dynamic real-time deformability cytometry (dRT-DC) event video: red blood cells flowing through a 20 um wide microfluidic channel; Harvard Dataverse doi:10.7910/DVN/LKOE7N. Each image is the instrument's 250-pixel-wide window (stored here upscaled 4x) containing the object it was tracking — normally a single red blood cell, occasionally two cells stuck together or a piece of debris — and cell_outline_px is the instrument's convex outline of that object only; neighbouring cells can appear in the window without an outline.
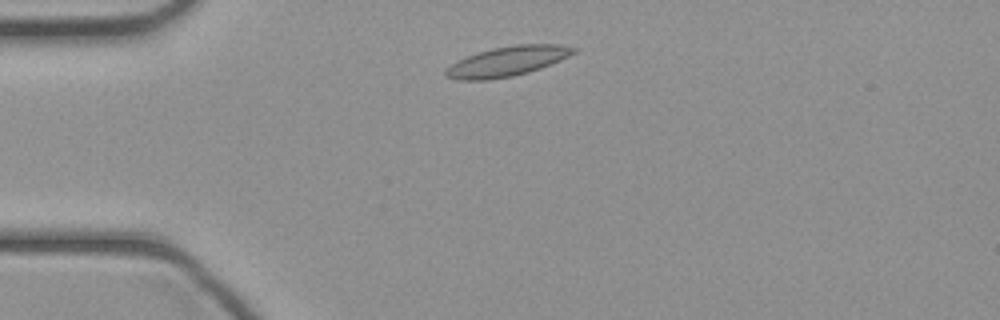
{"species": "common noctule bat (a hibernating species)", "species_latin": "Nyctalus noctula", "temperature_condition": "cold", "stored_images_in_passage": 35, "camera_frame_rate_fps": 3000, "um_per_image_px": 0.085, "animal": {"sex": "female", "body_mass_g": 21.9}, "frame": {"image": 1, "passage_image": 1, "time_ms": 0.0, "image_size_px": [1000, 320], "cell_outline_px": [[580, 48], [576, 52], [560, 60], [540, 68], [528, 72], [512, 76], [488, 80], [460, 80], [444, 76], [444, 68], [456, 60], [492, 48], [516, 44], [560, 44]], "centroid_in_image_um": [43.1, 5.21], "position_along_channel_um": 41.9, "area_um2": 22.31}}
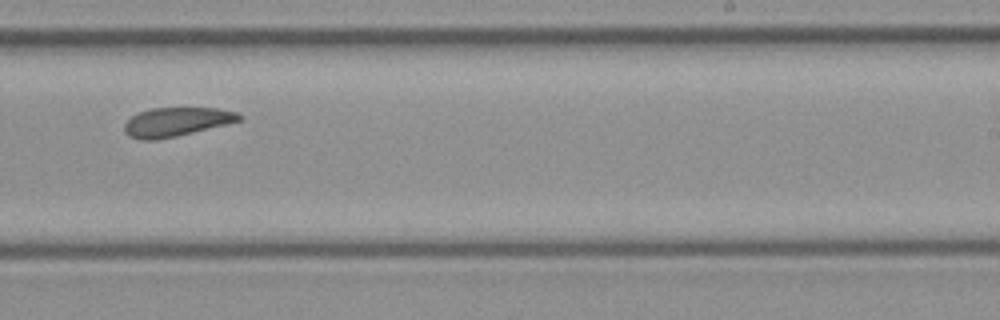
{"frame": {"image": 2, "passage_image": 18, "time_ms": 5.667, "image_size_px": [1000, 320], "cell_outline_px": [[244, 116], [240, 120], [176, 136], [156, 140], [140, 140], [128, 136], [124, 132], [124, 124], [132, 116], [140, 112], [152, 108], [216, 108], [236, 112]], "centroid_in_image_um": [14.94, 10.36], "position_along_channel_um": 274.1, "area_um2": 19.07}}
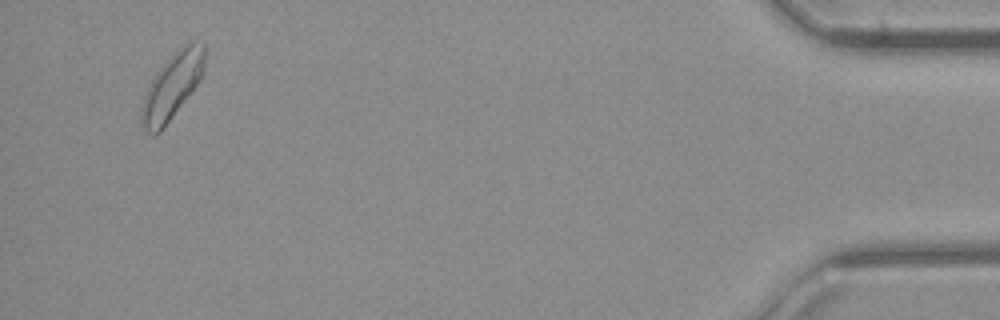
{"frame": {"image": 3, "passage_image": 33, "time_ms": 10.667, "image_size_px": [1000, 320], "cell_outline_px": [[204, 72], [200, 80], [164, 128], [160, 132], [148, 132], [140, 124], [140, 108], [148, 84], [156, 72], [176, 48], [192, 40], [204, 40]], "centroid_in_image_um": [14.63, 7.26], "position_along_channel_um": 420.6, "area_um2": 24.57}}